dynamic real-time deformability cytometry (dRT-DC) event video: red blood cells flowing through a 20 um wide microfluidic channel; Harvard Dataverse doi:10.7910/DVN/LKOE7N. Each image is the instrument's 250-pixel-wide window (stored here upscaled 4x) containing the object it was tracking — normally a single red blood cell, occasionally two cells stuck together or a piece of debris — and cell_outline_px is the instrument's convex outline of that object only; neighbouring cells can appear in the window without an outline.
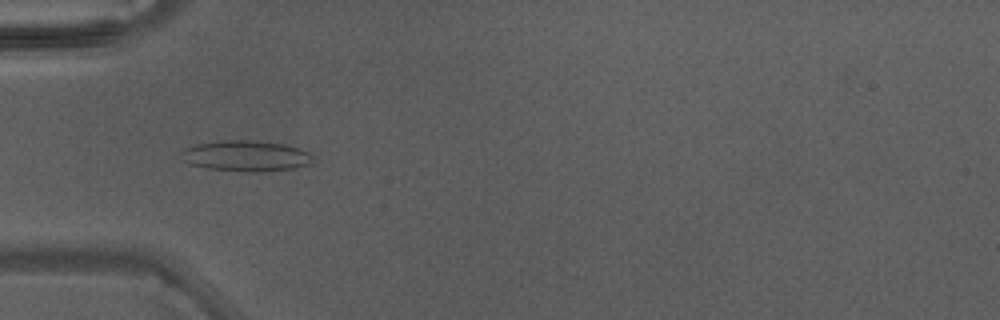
{"species": "Egyptian fruit bat (a non-hibernating species)", "species_latin": "Rousettus aegyptiacus", "temperature_condition": "warm", "stored_images_in_passage": 5, "camera_frame_rate_fps": 3000, "um_per_image_px": 0.085, "animal": {"sex": "male"}, "frame": {"image": 1, "passage_image": 5, "time_ms": 1.333, "image_size_px": [1000, 320], "cell_outline_px": [[312, 160], [308, 164], [292, 168], [264, 172], [244, 172], [208, 168], [188, 164], [184, 160], [180, 152], [184, 148], [196, 144], [220, 140], [248, 140], [284, 144], [300, 148], [308, 152], [312, 156]], "centroid_in_image_um": [20.87, 13.25], "position_along_channel_um": 64.1, "area_um2": 23.64}}